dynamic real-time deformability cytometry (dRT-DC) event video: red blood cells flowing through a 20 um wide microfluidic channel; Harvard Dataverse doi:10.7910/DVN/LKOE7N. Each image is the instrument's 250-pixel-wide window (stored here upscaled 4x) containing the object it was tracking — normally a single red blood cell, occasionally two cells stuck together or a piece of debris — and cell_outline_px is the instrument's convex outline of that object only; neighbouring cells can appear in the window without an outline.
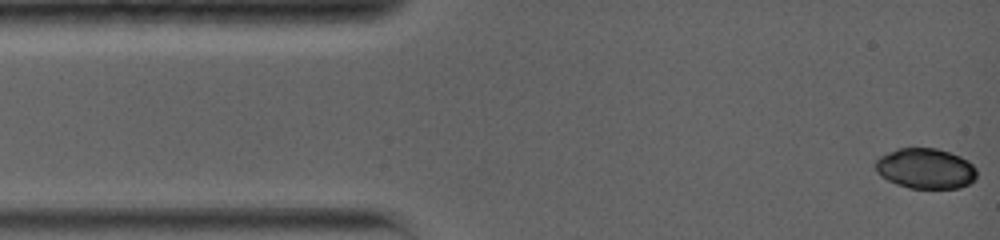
{"species": "common noctule bat (a hibernating species)", "species_latin": "Nyctalus noctula", "temperature_condition": "warm", "stored_images_in_passage": 6, "camera_frame_rate_fps": 5000, "um_per_image_px": 0.085, "animal": {"sex": "female", "body_mass_g": 19.0, "forearm_length_mm": 56.7}, "frame": {"image": 1, "passage_image": 1, "time_ms": 0.0, "image_size_px": [1000, 240], "cell_outline_px": [[976, 176], [968, 184], [960, 188], [908, 188], [896, 184], [880, 176], [876, 172], [876, 160], [880, 156], [888, 152], [900, 148], [936, 148], [960, 156], [968, 160], [976, 168]], "centroid_in_image_um": [78.66, 14.33], "position_along_channel_um": 6.3, "area_um2": 23.81}}
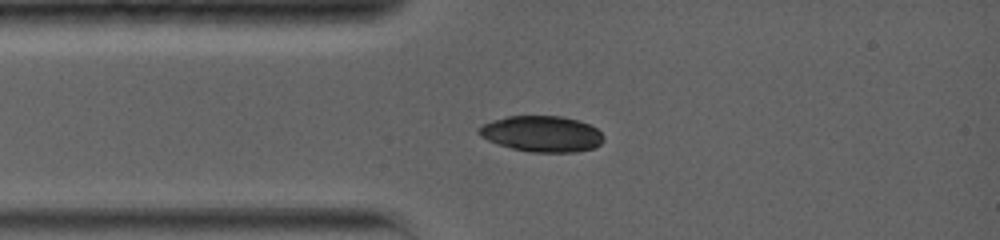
{"frame": {"image": 2, "passage_image": 6, "time_ms": 2.8, "image_size_px": [1000, 240], "cell_outline_px": [[604, 140], [600, 144], [592, 148], [576, 152], [528, 152], [496, 144], [480, 136], [476, 132], [476, 128], [480, 124], [492, 120], [508, 116], [560, 116], [580, 120], [596, 128], [604, 136]], "centroid_in_image_um": [46.01, 11.37], "position_along_channel_um": 39.0, "area_um2": 26.41}}